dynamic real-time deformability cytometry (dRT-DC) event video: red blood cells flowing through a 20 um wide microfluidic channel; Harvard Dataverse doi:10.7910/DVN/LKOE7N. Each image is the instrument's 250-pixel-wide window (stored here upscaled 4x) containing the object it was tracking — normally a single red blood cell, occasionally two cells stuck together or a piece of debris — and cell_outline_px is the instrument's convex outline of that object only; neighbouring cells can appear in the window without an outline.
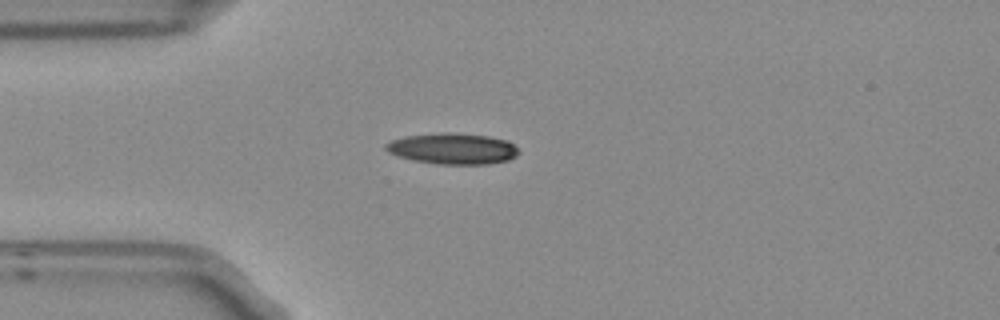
{"species": "Egyptian fruit bat (a non-hibernating species)", "species_latin": "Rousettus aegyptiacus", "temperature_condition": "room temperature", "stored_images_in_passage": 2, "camera_frame_rate_fps": 3000, "um_per_image_px": 0.085, "frame": {"image": 1, "passage_image": 1, "time_ms": 0.0, "image_size_px": [1000, 320], "cell_outline_px": [[520, 152], [516, 156], [508, 160], [488, 164], [436, 164], [412, 160], [396, 156], [388, 152], [384, 148], [384, 144], [392, 140], [404, 136], [444, 132], [448, 132], [488, 136], [508, 140]], "centroid_in_image_um": [38.45, 12.64], "position_along_channel_um": 46.6, "area_um2": 24.16}}